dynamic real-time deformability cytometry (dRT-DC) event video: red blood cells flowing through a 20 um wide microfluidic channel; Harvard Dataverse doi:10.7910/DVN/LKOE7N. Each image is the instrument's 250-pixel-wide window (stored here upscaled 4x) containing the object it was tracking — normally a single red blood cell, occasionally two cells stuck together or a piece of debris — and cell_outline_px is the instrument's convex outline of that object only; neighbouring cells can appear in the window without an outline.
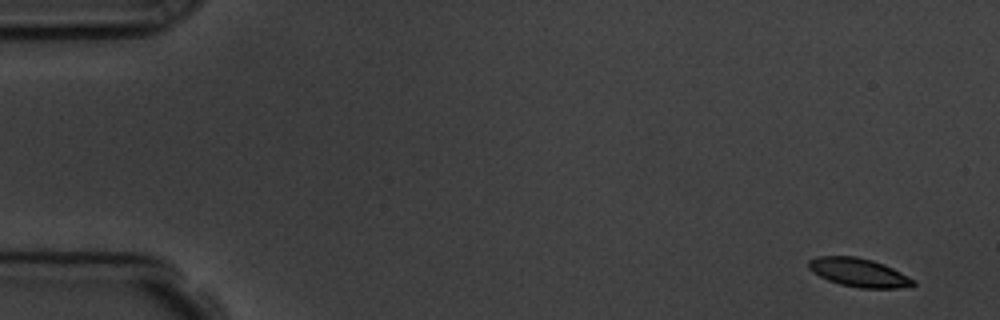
{"species": "common noctule bat (a hibernating species)", "species_latin": "Nyctalus noctula", "temperature_condition": "room temperature", "stored_images_in_passage": 5, "camera_frame_rate_fps": 3000, "um_per_image_px": 0.085, "animal": {"sex": "male", "body_mass_g": 19.5, "forearm_length_mm": 54.6}, "frame": {"image": 1, "passage_image": 1, "time_ms": 0.0, "image_size_px": [1000, 320], "cell_outline_px": [[916, 284], [912, 288], [860, 288], [840, 284], [828, 280], [812, 272], [808, 268], [808, 260], [816, 256], [856, 256], [872, 260], [884, 264], [916, 280]], "centroid_in_image_um": [73.02, 23.17], "position_along_channel_um": 12.0, "area_um2": 17.63}}
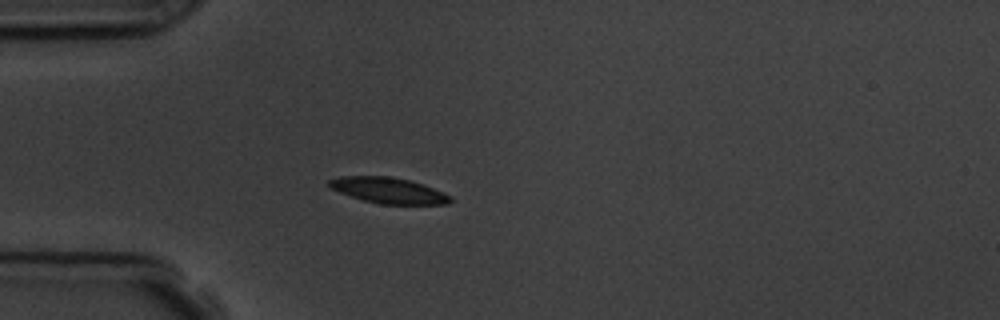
{"frame": {"image": 2, "passage_image": 5, "time_ms": 4.333, "image_size_px": [1000, 320], "cell_outline_px": [[452, 200], [448, 204], [380, 204], [364, 200], [340, 192], [332, 188], [328, 184], [328, 180], [340, 176], [388, 176], [408, 180], [424, 184], [444, 192], [452, 196]], "centroid_in_image_um": [33.06, 16.18], "position_along_channel_um": 51.9, "area_um2": 18.15}}